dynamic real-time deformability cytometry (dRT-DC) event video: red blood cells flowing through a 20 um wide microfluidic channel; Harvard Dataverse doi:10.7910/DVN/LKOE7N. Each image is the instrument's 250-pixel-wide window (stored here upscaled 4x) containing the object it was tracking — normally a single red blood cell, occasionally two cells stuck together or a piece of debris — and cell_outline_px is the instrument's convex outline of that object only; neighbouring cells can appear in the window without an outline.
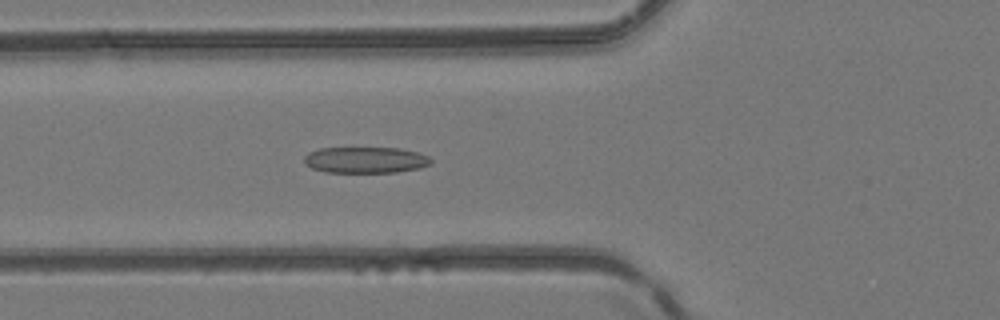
{"species": "common noctule bat (a hibernating species)", "species_latin": "Nyctalus noctula", "temperature_condition": "room temperature", "stored_images_in_passage": 48, "camera_frame_rate_fps": 3000, "um_per_image_px": 0.085, "animal": {"sex": "female", "body_mass_g": 24.6, "forearm_length_mm": 56.2}, "frame": {"image": 1, "passage_image": 18, "time_ms": 5.667, "image_size_px": [1000, 320], "cell_outline_px": [[432, 164], [420, 168], [396, 172], [324, 172], [312, 168], [304, 164], [304, 156], [308, 152], [320, 148], [400, 148], [416, 152], [428, 156], [432, 160]], "centroid_in_image_um": [31.05, 13.6], "position_along_channel_um": 94.7, "area_um2": 19.42}}
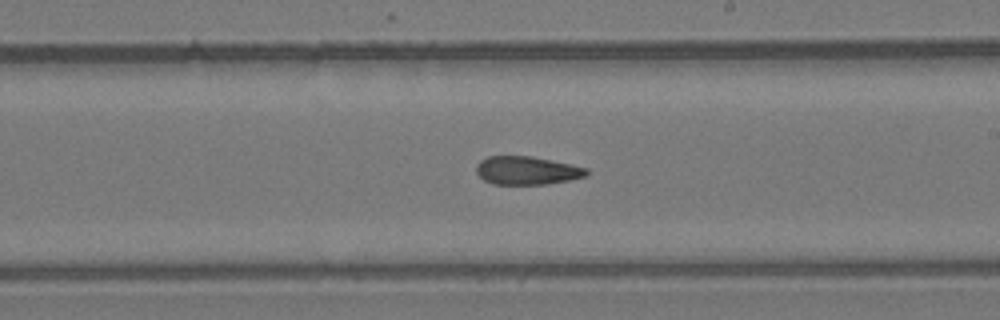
{"frame": {"image": 2, "passage_image": 28, "time_ms": 9.0, "image_size_px": [1000, 320], "cell_outline_px": [[588, 176], [568, 180], [544, 184], [492, 184], [484, 180], [476, 172], [476, 164], [480, 160], [488, 156], [532, 156], [572, 164], [588, 168]], "centroid_in_image_um": [44.79, 14.48], "position_along_channel_um": 244.2, "area_um2": 18.26}}
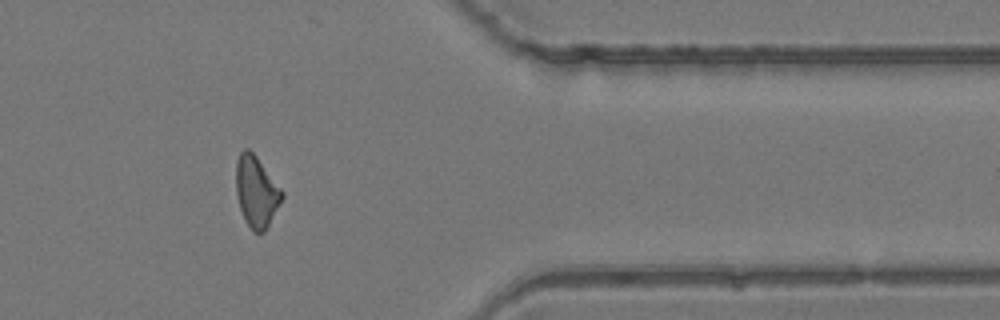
{"frame": {"image": 3, "passage_image": 39, "time_ms": 12.667, "image_size_px": [1000, 320], "cell_outline_px": [[284, 196], [264, 232], [252, 232], [244, 220], [240, 208], [236, 192], [236, 160], [240, 152], [244, 148], [248, 148], [256, 156], [284, 192]], "centroid_in_image_um": [21.78, 16.28], "position_along_channel_um": 389.6, "area_um2": 18.96}}